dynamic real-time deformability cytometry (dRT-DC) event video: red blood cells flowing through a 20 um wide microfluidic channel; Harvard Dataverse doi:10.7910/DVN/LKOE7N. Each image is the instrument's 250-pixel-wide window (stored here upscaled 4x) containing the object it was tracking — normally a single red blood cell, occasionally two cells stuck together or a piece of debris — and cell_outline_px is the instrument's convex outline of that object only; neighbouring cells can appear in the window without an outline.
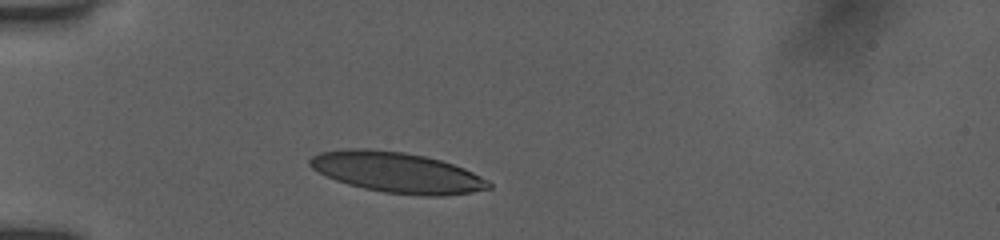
{"species": "human", "species_latin": "Homo sapiens", "temperature_condition": "room temperature", "stored_images_in_passage": 3, "camera_frame_rate_fps": 3000, "um_per_image_px": 0.085, "donor": {"sex": "female"}, "frame": {"image": 1, "passage_image": 1, "time_ms": 0.0, "image_size_px": [1000, 240], "cell_outline_px": [[476, 188], [460, 192], [400, 192], [392, 156], [412, 156], [432, 160], [448, 164], [460, 168], [476, 176]], "centroid_in_image_um": [36.63, 14.96], "position_along_channel_um": 48.4, "area_um2": 16.88}}